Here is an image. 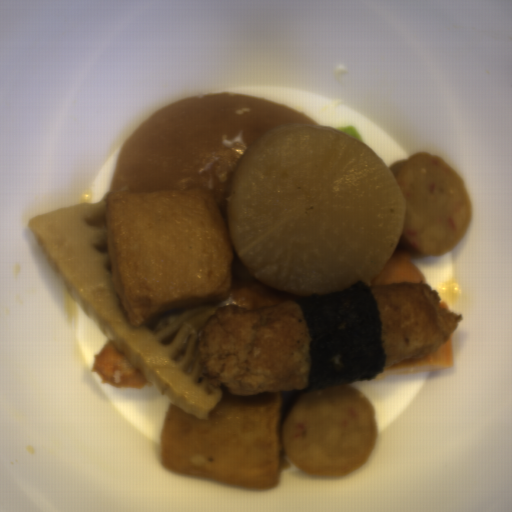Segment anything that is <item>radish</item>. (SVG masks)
<instances>
[{
	"mask_svg": "<svg viewBox=\"0 0 512 512\" xmlns=\"http://www.w3.org/2000/svg\"><path fill=\"white\" fill-rule=\"evenodd\" d=\"M231 246L265 286L307 296L368 285L402 237L406 195L380 154L319 123L272 126L227 184Z\"/></svg>",
	"mask_w": 512,
	"mask_h": 512,
	"instance_id": "1f323893",
	"label": "radish"
},
{
	"mask_svg": "<svg viewBox=\"0 0 512 512\" xmlns=\"http://www.w3.org/2000/svg\"><path fill=\"white\" fill-rule=\"evenodd\" d=\"M319 124L292 106L252 93L188 94L147 115L122 141L110 191L213 192L226 218L229 179L248 145L273 126Z\"/></svg>",
	"mask_w": 512,
	"mask_h": 512,
	"instance_id": "8e3532e8",
	"label": "radish"
}]
</instances>
